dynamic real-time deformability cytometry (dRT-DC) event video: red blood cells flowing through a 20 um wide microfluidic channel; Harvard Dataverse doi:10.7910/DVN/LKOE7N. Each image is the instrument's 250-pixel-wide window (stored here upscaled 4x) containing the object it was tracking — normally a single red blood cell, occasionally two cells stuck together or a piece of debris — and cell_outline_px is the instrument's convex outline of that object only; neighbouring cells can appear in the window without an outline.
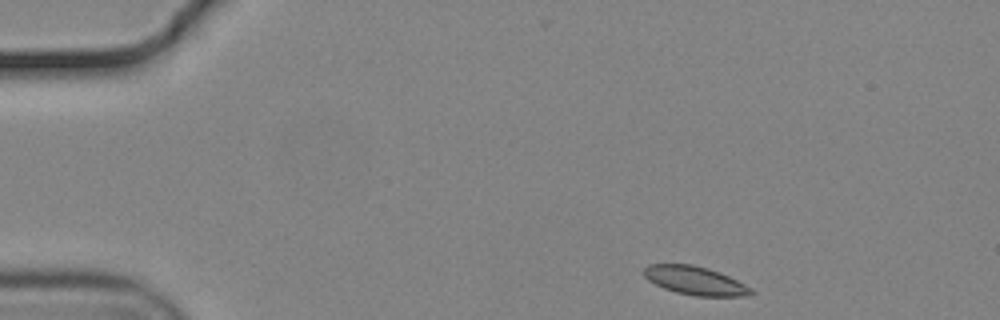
{"species": "common noctule bat (a hibernating species)", "species_latin": "Nyctalus noctula", "temperature_condition": "cold", "stored_images_in_passage": 48, "camera_frame_rate_fps": 3000, "um_per_image_px": 0.085, "animal": {"sex": "male", "body_mass_g": 19.2, "forearm_length_mm": 51.8}, "frame": {"image": 1, "passage_image": 1, "time_ms": 0.0, "image_size_px": [1000, 320], "cell_outline_px": [[756, 292], [748, 296], [696, 296], [676, 292], [664, 288], [648, 280], [644, 276], [644, 268], [648, 264], [692, 264], [708, 268], [728, 276], [752, 288]], "centroid_in_image_um": [59.09, 23.85], "position_along_channel_um": 25.9, "area_um2": 17.74}}
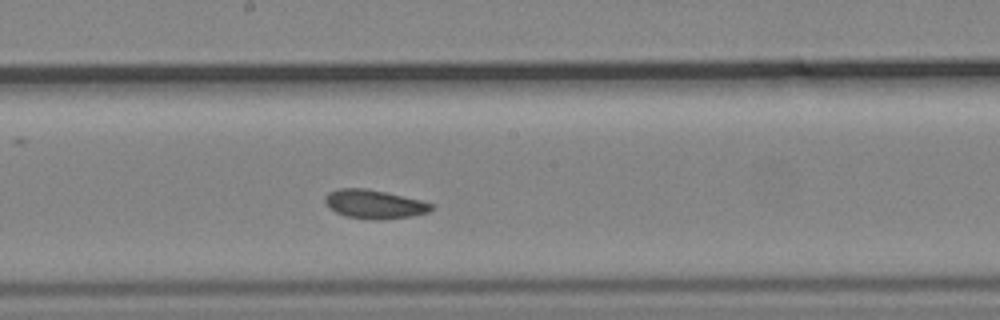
{"frame": {"image": 2, "passage_image": 23, "time_ms": 7.333, "image_size_px": [1000, 320], "cell_outline_px": [[436, 208], [428, 212], [412, 216], [384, 220], [372, 220], [348, 216], [336, 212], [328, 208], [324, 204], [324, 200], [328, 192], [340, 188], [364, 188], [384, 192], [420, 200], [432, 204]], "centroid_in_image_um": [31.8, 17.37], "position_along_channel_um": 216.4, "area_um2": 17.86}}
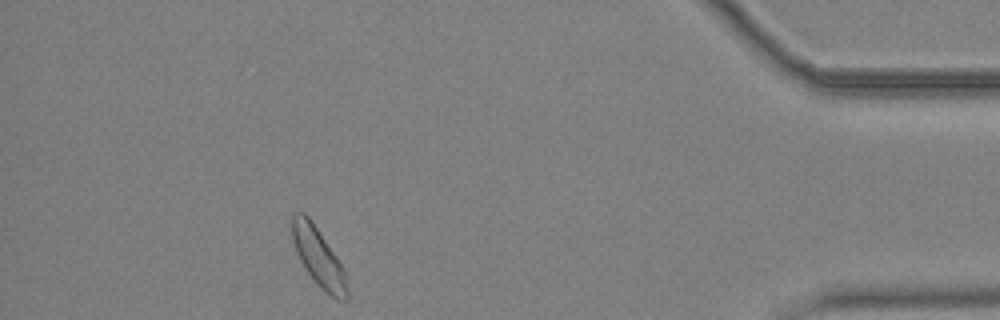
{"frame": {"image": 3, "passage_image": 43, "time_ms": 14.0, "image_size_px": [1000, 320], "cell_outline_px": [[348, 300], [336, 300], [324, 292], [320, 288], [308, 272], [300, 260], [296, 252], [292, 240], [292, 212], [304, 212], [308, 216], [336, 256], [344, 268], [348, 276]], "centroid_in_image_um": [27.1, 21.91], "position_along_channel_um": 408.1, "area_um2": 18.9}, "authors_computed_cell_mechanics": {"area_um2": 18.0336, "velocity_mm_per_s": 3.6533, "shape_relaxation_time_tau1_ms": 6.2404, "shape_relaxation_time_tau2_ms": 4.5782, "deformation_change_tau1": 0.0966, "deformation_change_tau2": 0.0695}}